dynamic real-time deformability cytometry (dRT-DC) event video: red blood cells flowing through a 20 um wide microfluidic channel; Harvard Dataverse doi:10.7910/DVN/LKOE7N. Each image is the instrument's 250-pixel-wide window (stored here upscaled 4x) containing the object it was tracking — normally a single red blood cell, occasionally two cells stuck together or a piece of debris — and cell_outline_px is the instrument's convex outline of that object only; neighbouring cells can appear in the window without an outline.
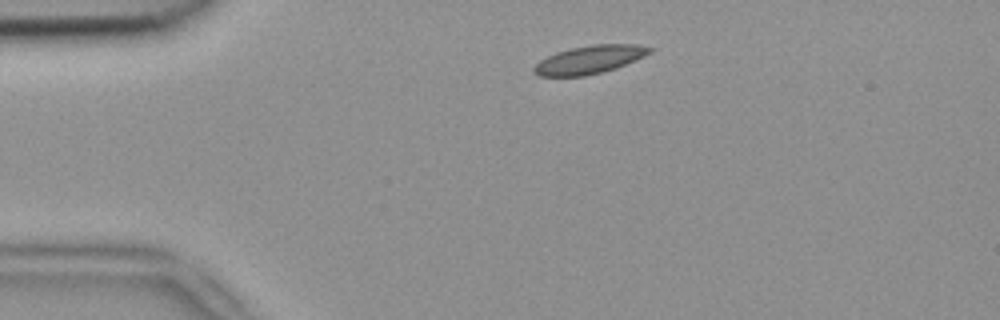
{"species": "common noctule bat (a hibernating species)", "species_latin": "Nyctalus noctula", "temperature_condition": "room temperature", "stored_images_in_passage": 2, "camera_frame_rate_fps": 3000, "um_per_image_px": 0.085, "animal": {"sex": "female", "body_mass_g": 18.4}, "frame": {"image": 1, "passage_image": 1, "time_ms": 0.0, "image_size_px": [1000, 320], "cell_outline_px": [[652, 52], [644, 56], [616, 68], [604, 72], [584, 76], [540, 76], [532, 72], [532, 68], [540, 60], [556, 52], [572, 48], [592, 44], [636, 44], [652, 48]], "centroid_in_image_um": [50.09, 5.07], "position_along_channel_um": 34.9, "area_um2": 18.96}}